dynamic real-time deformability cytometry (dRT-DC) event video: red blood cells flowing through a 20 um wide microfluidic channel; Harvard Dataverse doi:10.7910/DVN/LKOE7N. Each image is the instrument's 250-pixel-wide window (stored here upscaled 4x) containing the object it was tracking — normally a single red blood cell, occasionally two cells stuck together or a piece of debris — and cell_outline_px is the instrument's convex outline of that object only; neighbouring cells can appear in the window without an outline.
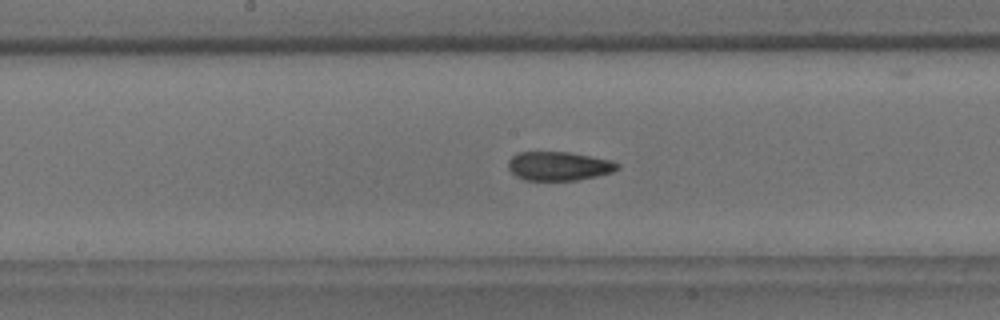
{"species": "common noctule bat (a hibernating species)", "species_latin": "Nyctalus noctula", "temperature_condition": "room temperature", "stored_images_in_passage": 54, "camera_frame_rate_fps": 3000, "um_per_image_px": 0.085, "animal": {"sex": "male", "body_mass_g": 18.8}, "frame": {"image": 1, "passage_image": 27, "time_ms": 8.667, "image_size_px": [1000, 320], "cell_outline_px": [[620, 168], [612, 172], [596, 176], [576, 180], [524, 180], [516, 176], [508, 168], [508, 160], [516, 152], [568, 152], [612, 160], [620, 164]], "centroid_in_image_um": [47.49, 14.11], "position_along_channel_um": 200.7, "area_um2": 18.44}}
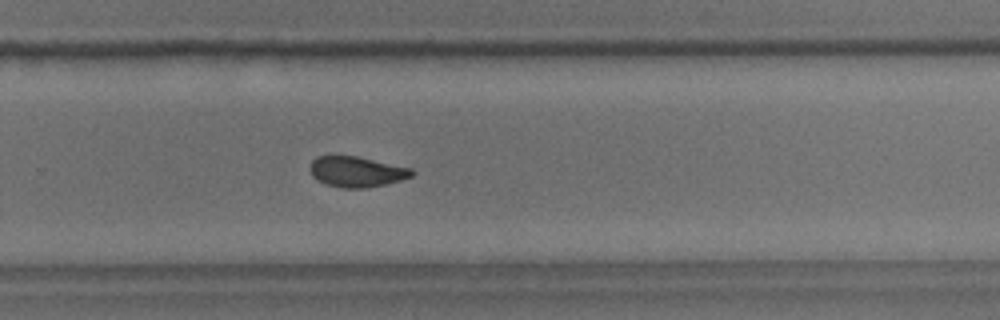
{"frame": {"image": 2, "passage_image": 35, "time_ms": 11.333, "image_size_px": [1000, 320], "cell_outline_px": [[416, 172], [412, 176], [400, 180], [384, 184], [364, 188], [340, 188], [324, 184], [316, 180], [312, 176], [308, 168], [312, 160], [316, 156], [332, 152], [336, 152], [356, 156], [412, 168]], "centroid_in_image_um": [30.21, 14.55], "position_along_channel_um": 299.6, "area_um2": 18.9}}
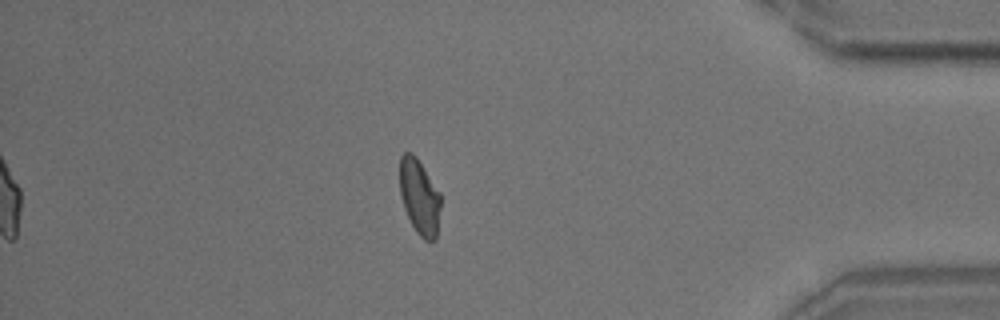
{"frame": {"image": 3, "passage_image": 46, "time_ms": 15.0, "image_size_px": [1000, 320], "cell_outline_px": [[440, 208], [436, 240], [424, 240], [416, 232], [404, 208], [400, 192], [400, 156], [404, 152], [412, 152], [416, 156], [440, 192]], "centroid_in_image_um": [35.65, 16.72], "position_along_channel_um": 399.5, "area_um2": 17.92}, "authors_computed_cell_mechanics": {"area_um2": 18.8717, "velocity_mm_per_s": 3.7154, "shape_relaxation_time_tau1_ms": 9.5032, "shape_relaxation_time_tau2_ms": 1.9993, "deformation_change_tau1": 0.2117, "deformation_change_tau2": 0.0694}}